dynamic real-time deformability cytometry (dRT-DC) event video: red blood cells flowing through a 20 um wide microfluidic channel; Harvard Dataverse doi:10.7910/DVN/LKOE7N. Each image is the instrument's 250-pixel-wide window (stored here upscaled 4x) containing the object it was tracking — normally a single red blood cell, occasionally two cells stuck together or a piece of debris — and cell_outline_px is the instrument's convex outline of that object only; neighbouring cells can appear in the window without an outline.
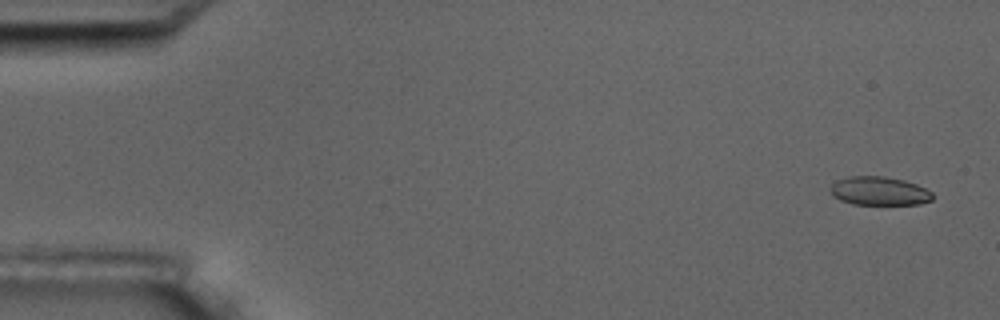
{"species": "common noctule bat (a hibernating species)", "species_latin": "Nyctalus noctula", "temperature_condition": "room temperature", "stored_images_in_passage": 5, "camera_frame_rate_fps": 3000, "um_per_image_px": 0.085, "animal": {"sex": "male", "body_mass_g": 17.5, "forearm_length_mm": 52.3}, "frame": {"image": 1, "passage_image": 1, "time_ms": 0.0, "image_size_px": [1000, 320], "cell_outline_px": [[932, 200], [920, 204], [852, 204], [840, 200], [832, 196], [832, 184], [836, 180], [848, 176], [884, 176], [904, 180], [916, 184], [932, 192]], "centroid_in_image_um": [74.73, 16.23], "position_along_channel_um": 10.3, "area_um2": 16.99}}
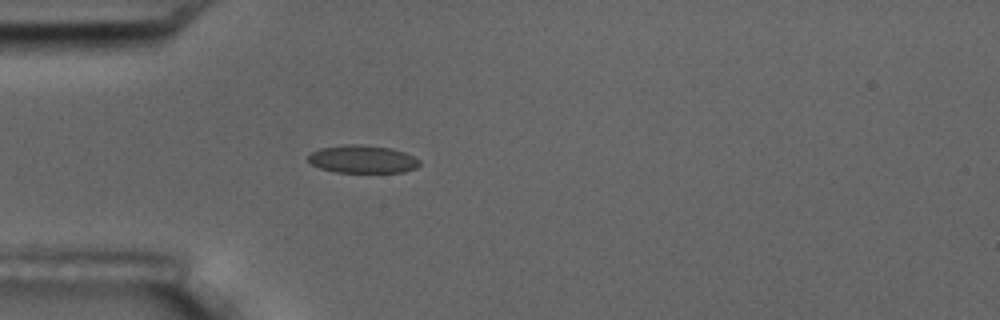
{"frame": {"image": 2, "passage_image": 5, "time_ms": 4.667, "image_size_px": [1000, 320], "cell_outline_px": [[420, 164], [416, 168], [404, 172], [336, 172], [320, 168], [312, 164], [308, 160], [308, 156], [312, 152], [320, 148], [344, 144], [360, 144], [392, 148], [404, 152], [420, 160]], "centroid_in_image_um": [30.82, 13.52], "position_along_channel_um": 54.2, "area_um2": 18.09}}